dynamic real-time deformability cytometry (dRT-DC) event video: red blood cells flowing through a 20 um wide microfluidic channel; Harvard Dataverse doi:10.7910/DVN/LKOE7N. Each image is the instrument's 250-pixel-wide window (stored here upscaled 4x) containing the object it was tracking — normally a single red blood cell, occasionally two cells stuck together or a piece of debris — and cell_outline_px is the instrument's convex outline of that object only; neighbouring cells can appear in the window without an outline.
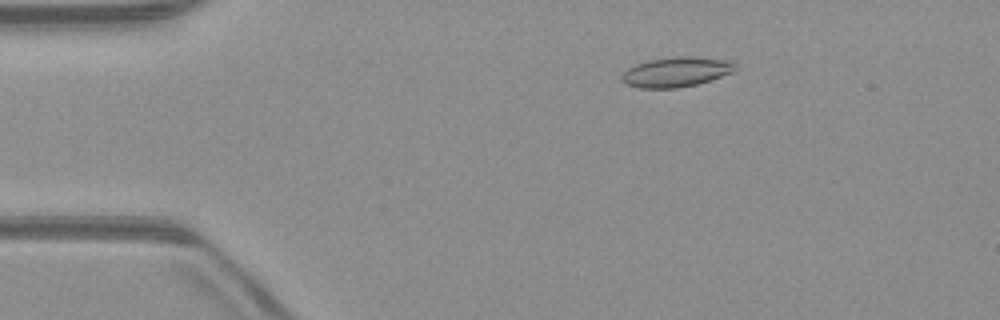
{"species": "common noctule bat (a hibernating species)", "species_latin": "Nyctalus noctula", "temperature_condition": "warm", "stored_images_in_passage": 52, "camera_frame_rate_fps": 3000, "um_per_image_px": 0.085, "animal": {"sex": "male", "body_mass_g": 23.1, "forearm_length_mm": 52.7}, "frame": {"image": 1, "passage_image": 9, "time_ms": 2.667, "image_size_px": [1000, 320], "cell_outline_px": [[736, 68], [732, 72], [696, 84], [676, 88], [640, 88], [628, 84], [620, 80], [620, 76], [628, 68], [636, 64], [648, 60], [676, 56], [696, 56], [732, 60], [736, 64]], "centroid_in_image_um": [57.48, 6.09], "position_along_channel_um": 27.5, "area_um2": 19.77}}
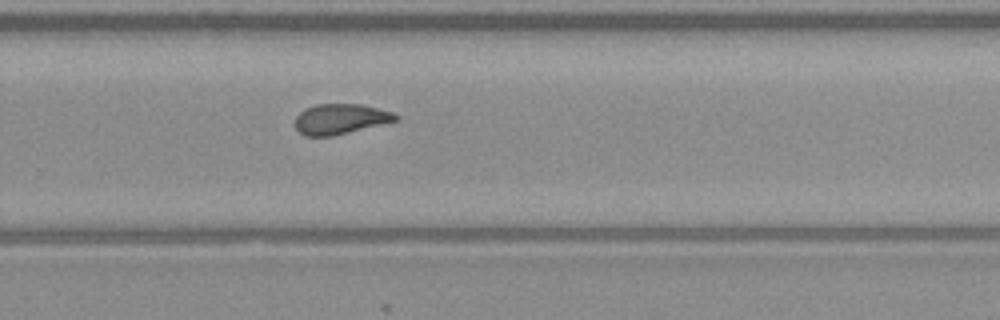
{"frame": {"image": 2, "passage_image": 34, "time_ms": 11.0, "image_size_px": [1000, 320], "cell_outline_px": [[400, 116], [396, 120], [332, 136], [304, 136], [296, 128], [296, 116], [304, 108], [316, 104], [360, 104], [392, 112]], "centroid_in_image_um": [28.89, 10.1], "position_along_channel_um": 300.9, "area_um2": 17.46}}
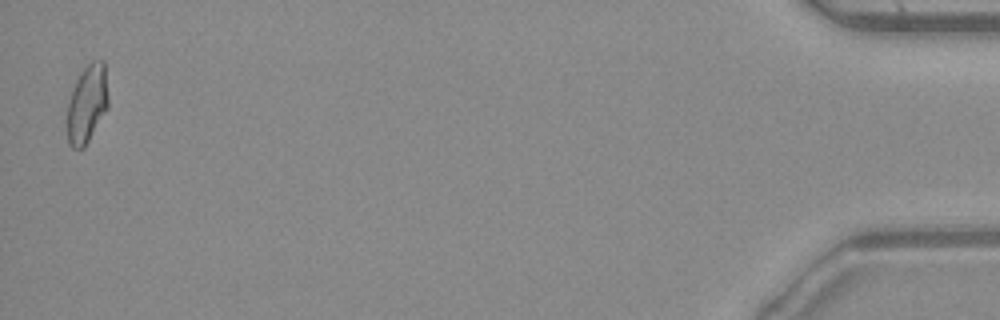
{"frame": {"image": 3, "passage_image": 51, "time_ms": 16.667, "image_size_px": [1000, 320], "cell_outline_px": [[108, 108], [84, 148], [72, 148], [68, 144], [64, 124], [64, 120], [68, 100], [76, 80], [80, 72], [92, 60], [104, 60], [108, 96]], "centroid_in_image_um": [7.35, 8.87], "position_along_channel_um": 427.9, "area_um2": 19.36}, "authors_computed_cell_mechanics": {"area_um2": 18.5827, "velocity_mm_per_s": 4.0031, "shape_relaxation_time_tau1_ms": null, "shape_relaxation_time_tau2_ms": 1.889, "deformation_change_tau1": null, "deformation_change_tau2": 0.0876}}